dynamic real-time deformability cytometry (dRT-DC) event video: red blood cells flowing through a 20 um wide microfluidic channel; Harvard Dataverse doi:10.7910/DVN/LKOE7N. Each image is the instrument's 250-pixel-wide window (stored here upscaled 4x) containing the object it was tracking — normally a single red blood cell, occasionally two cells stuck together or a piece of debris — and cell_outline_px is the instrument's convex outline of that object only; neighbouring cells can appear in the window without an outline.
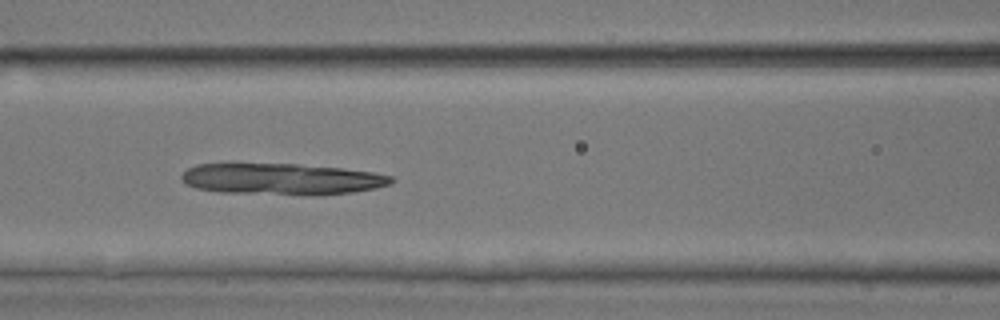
{"species": "common noctule bat (a hibernating species)", "species_latin": "Nyctalus noctula", "temperature_condition": "room temperature", "stored_images_in_passage": 46, "camera_frame_rate_fps": 3000, "um_per_image_px": 0.085, "animal": {"sex": "male", "body_mass_g": 17.9, "forearm_length_mm": 54.2}, "frame": {"image": 1, "passage_image": 17, "time_ms": 5.333, "image_size_px": [1000, 320], "cell_outline_px": [[396, 180], [392, 184], [376, 188], [352, 192], [220, 192], [196, 188], [184, 184], [180, 180], [180, 176], [188, 168], [196, 164], [296, 164], [340, 168], [372, 172], [392, 176]], "centroid_in_image_um": [23.89, 15.17], "position_along_channel_um": 142.7, "area_um2": 36.76}}
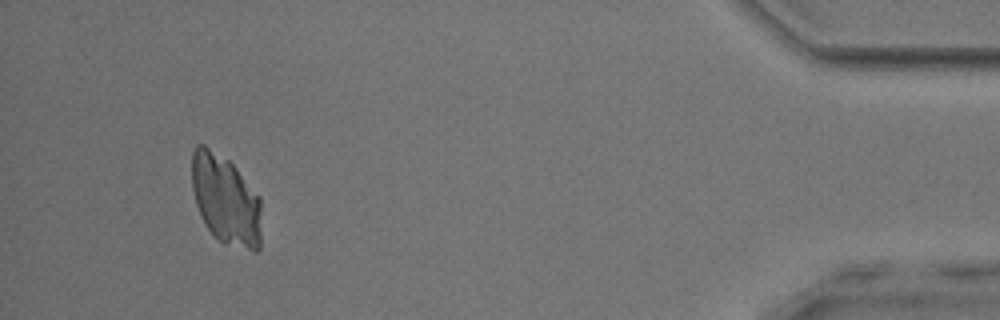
{"frame": {"image": 2, "passage_image": 43, "time_ms": 14.0, "image_size_px": [1000, 320], "cell_outline_px": [[260, 248], [256, 252], [252, 252], [224, 244], [204, 224], [200, 216], [196, 204], [192, 188], [192, 152], [196, 144], [204, 144], [228, 160], [236, 168], [260, 196]], "centroid_in_image_um": [19.18, 17.0], "position_along_channel_um": 416.0, "area_um2": 36.59}}